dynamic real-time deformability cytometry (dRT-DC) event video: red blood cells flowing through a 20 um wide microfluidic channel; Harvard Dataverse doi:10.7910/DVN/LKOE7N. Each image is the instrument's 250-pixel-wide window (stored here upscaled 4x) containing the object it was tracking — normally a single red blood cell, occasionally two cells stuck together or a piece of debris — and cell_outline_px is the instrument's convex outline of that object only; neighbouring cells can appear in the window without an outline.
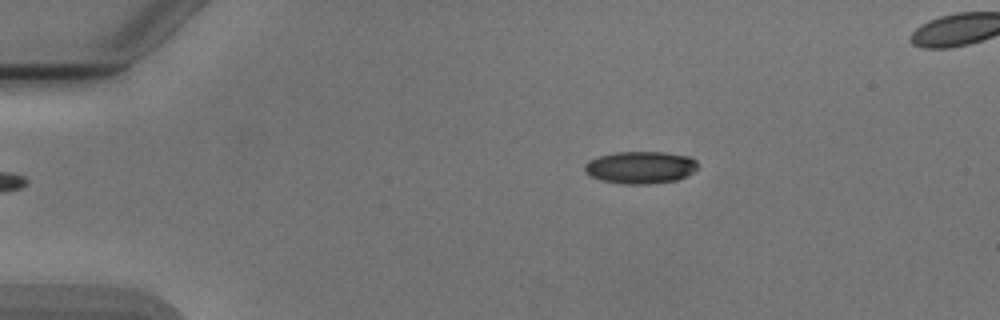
{"species": "Egyptian fruit bat (a non-hibernating species)", "species_latin": "Rousettus aegyptiacus", "temperature_condition": "cold", "stored_images_in_passage": 2, "camera_frame_rate_fps": 3000, "um_per_image_px": 0.085, "animal": {"sex": "male"}, "frame": {"image": 1, "passage_image": 2, "time_ms": 1.333, "image_size_px": [1000, 320], "cell_outline_px": [[696, 168], [692, 172], [676, 180], [648, 184], [624, 184], [600, 180], [584, 172], [584, 164], [588, 160], [600, 156], [616, 152], [664, 152], [692, 156], [696, 160]], "centroid_in_image_um": [54.41, 14.22], "position_along_channel_um": 30.6, "area_um2": 21.27}}